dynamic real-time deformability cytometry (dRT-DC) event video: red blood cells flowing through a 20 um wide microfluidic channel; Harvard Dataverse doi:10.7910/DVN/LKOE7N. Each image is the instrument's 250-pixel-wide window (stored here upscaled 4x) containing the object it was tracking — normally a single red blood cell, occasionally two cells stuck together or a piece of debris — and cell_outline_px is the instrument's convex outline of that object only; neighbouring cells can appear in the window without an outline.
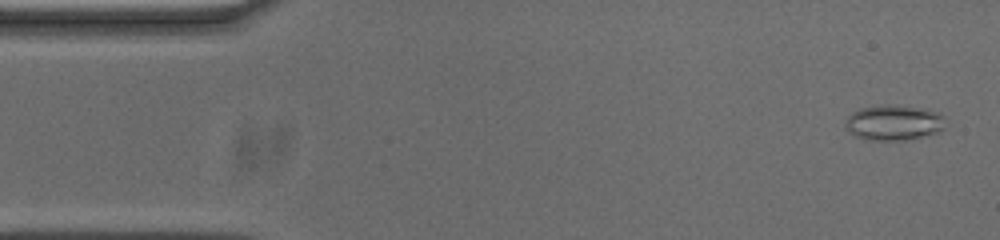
{"species": "common noctule bat (a hibernating species)", "species_latin": "Nyctalus noctula", "temperature_condition": "cold", "stored_images_in_passage": 54, "camera_frame_rate_fps": 3000, "um_per_image_px": 0.085, "animal": {"sex": "male", "body_mass_g": 20.0, "forearm_length_mm": 53.3}, "frame": {"image": 1, "passage_image": 2, "time_ms": 0.333, "image_size_px": [1000, 240], "cell_outline_px": [[944, 128], [936, 132], [904, 140], [864, 140], [852, 136], [844, 128], [844, 120], [852, 112], [860, 108], [888, 104], [920, 108], [936, 112], [944, 116]], "centroid_in_image_um": [75.87, 10.43], "position_along_channel_um": 9.1, "area_um2": 20.69}}
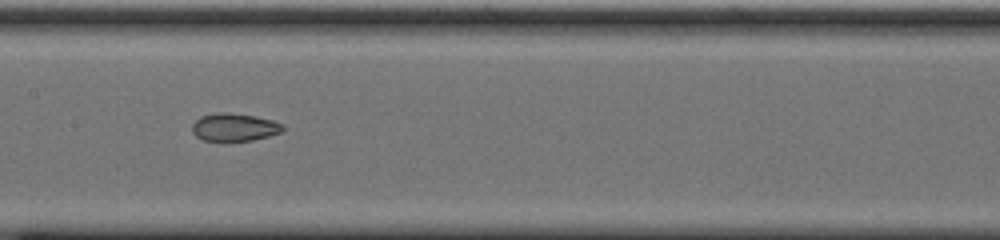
{"frame": {"image": 2, "passage_image": 25, "time_ms": 8.0, "image_size_px": [1000, 240], "cell_outline_px": [[284, 132], [252, 140], [204, 140], [196, 136], [192, 132], [192, 124], [200, 116], [216, 112], [228, 112], [256, 116], [272, 120], [284, 124]], "centroid_in_image_um": [19.94, 10.79], "position_along_channel_um": 187.5, "area_um2": 14.74}}
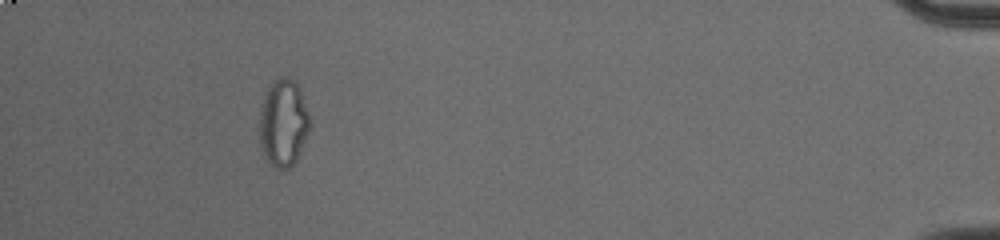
{"frame": {"image": 3, "passage_image": 49, "time_ms": 16.0, "image_size_px": [1000, 240], "cell_outline_px": [[312, 124], [296, 160], [288, 168], [276, 168], [264, 156], [260, 144], [260, 104], [264, 92], [276, 80], [284, 76], [288, 76], [296, 84], [300, 92], [308, 112]], "centroid_in_image_um": [24.07, 10.44], "position_along_channel_um": 411.1, "area_um2": 25.37}, "authors_computed_cell_mechanics": {"area_um2": 17.7735, "velocity_mm_per_s": 3.711, "shape_relaxation_time_tau1_ms": null, "shape_relaxation_time_tau2_ms": 2.5796, "deformation_change_tau1": null, "deformation_change_tau2": 0.079}}